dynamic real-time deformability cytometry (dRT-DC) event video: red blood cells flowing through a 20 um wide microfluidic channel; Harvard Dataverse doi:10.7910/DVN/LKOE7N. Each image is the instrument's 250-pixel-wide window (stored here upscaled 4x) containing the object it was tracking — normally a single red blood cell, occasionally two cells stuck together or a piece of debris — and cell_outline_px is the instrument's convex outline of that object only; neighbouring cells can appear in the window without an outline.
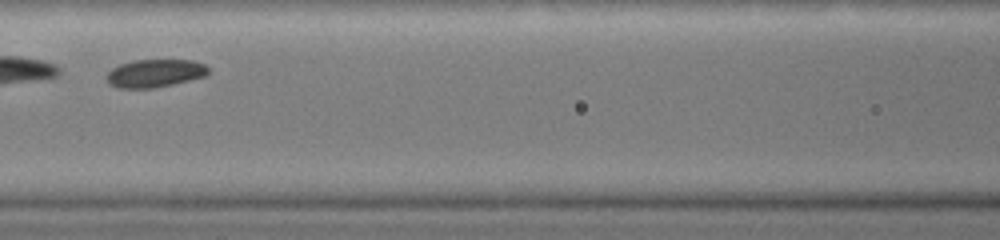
{"species": "common noctule bat (a hibernating species)", "species_latin": "Nyctalus noctula", "temperature_condition": "warm", "stored_images_in_passage": 19, "camera_frame_rate_fps": 3000, "um_per_image_px": 0.085, "animal": {"sex": "female", "body_mass_g": 19.0, "forearm_length_mm": 51.5}, "frame": {"image": 1, "passage_image": 6, "time_ms": 2.0, "image_size_px": [1000, 240], "cell_outline_px": [[208, 72], [204, 76], [172, 84], [152, 88], [120, 88], [108, 84], [108, 72], [112, 68], [120, 64], [132, 60], [192, 60], [204, 64], [208, 68]], "centroid_in_image_um": [13.14, 6.22], "position_along_channel_um": 153.5, "area_um2": 16.36}}
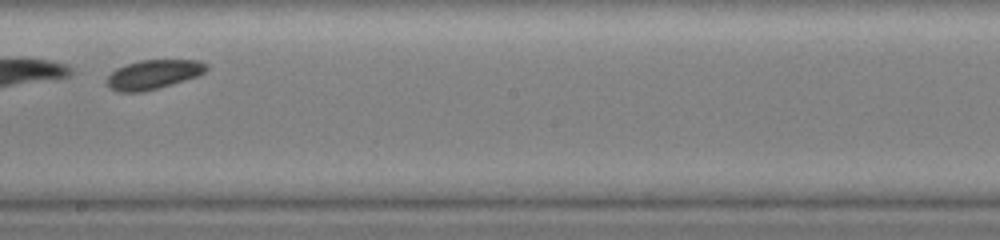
{"frame": {"image": 2, "passage_image": 11, "time_ms": 3.667, "image_size_px": [1000, 240], "cell_outline_px": [[208, 68], [204, 72], [196, 76], [172, 84], [140, 92], [116, 92], [104, 80], [116, 68], [140, 60], [200, 60], [208, 64]], "centroid_in_image_um": [13.03, 6.32], "position_along_channel_um": 235.2, "area_um2": 16.82}}